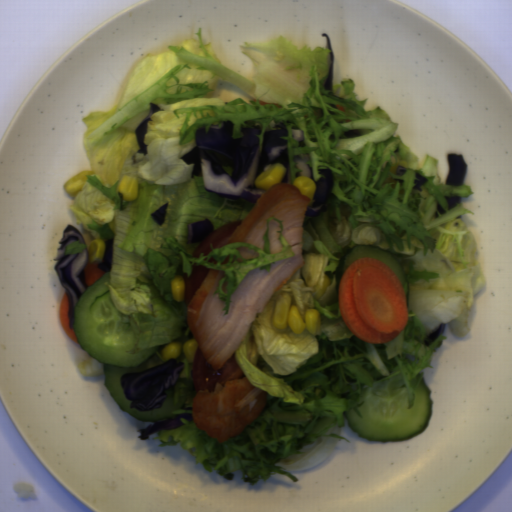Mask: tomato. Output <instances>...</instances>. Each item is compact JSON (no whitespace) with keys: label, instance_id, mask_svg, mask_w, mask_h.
<instances>
[{"label":"tomato","instance_id":"2","mask_svg":"<svg viewBox=\"0 0 512 512\" xmlns=\"http://www.w3.org/2000/svg\"><path fill=\"white\" fill-rule=\"evenodd\" d=\"M242 221L243 219L234 220L226 225H222L218 229L208 234L193 250L191 254L192 257L198 258L200 257L201 253H203L204 256L208 255L211 251L210 246L212 245L214 249L217 248L224 239L234 234L236 229L241 225Z\"/></svg>","mask_w":512,"mask_h":512},{"label":"tomato","instance_id":"3","mask_svg":"<svg viewBox=\"0 0 512 512\" xmlns=\"http://www.w3.org/2000/svg\"><path fill=\"white\" fill-rule=\"evenodd\" d=\"M209 272V268L202 264L197 265V263H194L190 277L187 276V273L183 274L182 277L185 281V294L183 302L185 305L188 306L190 304L196 292L207 278Z\"/></svg>","mask_w":512,"mask_h":512},{"label":"tomato","instance_id":"1","mask_svg":"<svg viewBox=\"0 0 512 512\" xmlns=\"http://www.w3.org/2000/svg\"><path fill=\"white\" fill-rule=\"evenodd\" d=\"M245 374L236 362L235 352L221 365L213 370L200 349H196L192 362V380L195 394L208 390L214 392L216 383L224 387L226 381L238 380Z\"/></svg>","mask_w":512,"mask_h":512}]
</instances>
